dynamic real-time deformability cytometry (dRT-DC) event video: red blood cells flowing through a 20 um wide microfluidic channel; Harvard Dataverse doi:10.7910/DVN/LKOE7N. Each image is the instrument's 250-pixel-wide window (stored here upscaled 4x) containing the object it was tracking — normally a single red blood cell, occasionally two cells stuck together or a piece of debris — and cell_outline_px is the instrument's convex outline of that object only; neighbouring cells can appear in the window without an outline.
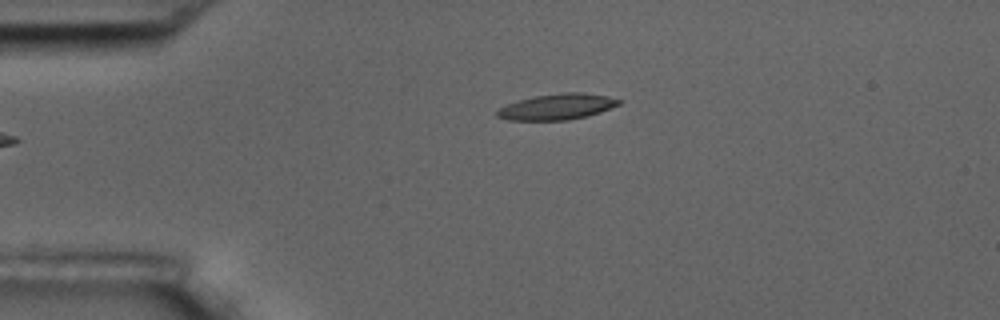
{"species": "common noctule bat (a hibernating species)", "species_latin": "Nyctalus noctula", "temperature_condition": "room temperature", "stored_images_in_passage": 5, "camera_frame_rate_fps": 3000, "um_per_image_px": 0.085, "animal": {"sex": "male", "body_mass_g": 17.5, "forearm_length_mm": 52.3}, "frame": {"image": 1, "passage_image": 5, "time_ms": 5.667, "image_size_px": [1000, 320], "cell_outline_px": [[624, 100], [620, 104], [600, 112], [568, 120], [508, 120], [496, 116], [496, 112], [500, 108], [508, 104], [520, 100], [536, 96], [564, 92], [584, 92], [608, 96]], "centroid_in_image_um": [47.39, 9.07], "position_along_channel_um": 37.6, "area_um2": 18.21}}